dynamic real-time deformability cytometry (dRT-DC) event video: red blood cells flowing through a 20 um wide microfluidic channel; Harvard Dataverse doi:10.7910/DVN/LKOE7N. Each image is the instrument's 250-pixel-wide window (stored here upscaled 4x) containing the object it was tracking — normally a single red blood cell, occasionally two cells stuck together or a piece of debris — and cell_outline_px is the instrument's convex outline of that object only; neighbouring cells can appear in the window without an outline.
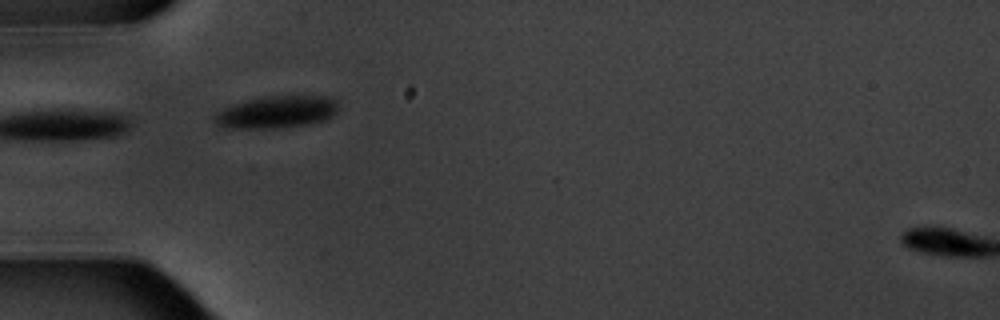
{"species": "common noctule bat (a hibernating species)", "species_latin": "Nyctalus noctula", "temperature_condition": "warm", "stored_images_in_passage": 7, "camera_frame_rate_fps": 3000, "um_per_image_px": 0.085, "animal": {"sex": "male", "body_mass_g": 20.1, "forearm_length_mm": 53.5}, "frame": {"image": 1, "passage_image": 5, "time_ms": 4.667, "image_size_px": [1000, 320], "cell_outline_px": [[336, 112], [332, 116], [324, 120], [308, 124], [276, 128], [224, 128], [216, 124], [212, 120], [212, 116], [216, 112], [232, 104], [248, 100], [268, 96], [332, 96], [336, 100]], "centroid_in_image_um": [23.47, 9.53], "position_along_channel_um": 61.5, "area_um2": 23.29}}
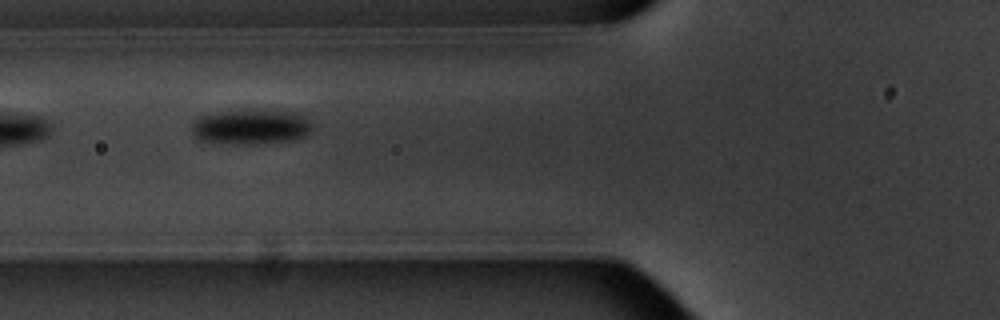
{"frame": {"image": 2, "passage_image": 6, "time_ms": 6.0, "image_size_px": [1000, 320], "cell_outline_px": [[308, 132], [304, 136], [292, 140], [252, 144], [228, 144], [196, 140], [192, 136], [192, 124], [200, 116], [216, 112], [244, 108], [296, 112], [308, 116]], "centroid_in_image_um": [21.25, 10.76], "position_along_channel_um": 104.5, "area_um2": 25.09}}